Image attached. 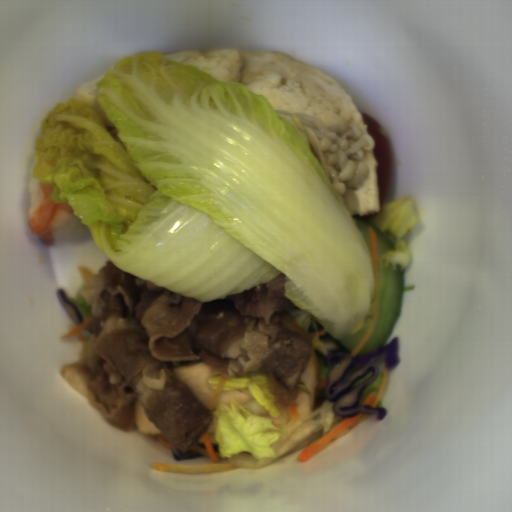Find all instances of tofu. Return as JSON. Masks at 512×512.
<instances>
[{"label":"tofu","mask_w":512,"mask_h":512,"mask_svg":"<svg viewBox=\"0 0 512 512\" xmlns=\"http://www.w3.org/2000/svg\"><path fill=\"white\" fill-rule=\"evenodd\" d=\"M167 60L194 65L221 83L239 82L265 96L275 110L316 117L326 126L367 123L344 85L330 74L278 50L241 51L239 48L185 50Z\"/></svg>","instance_id":"obj_1"},{"label":"tofu","mask_w":512,"mask_h":512,"mask_svg":"<svg viewBox=\"0 0 512 512\" xmlns=\"http://www.w3.org/2000/svg\"><path fill=\"white\" fill-rule=\"evenodd\" d=\"M355 164L367 163L369 175L359 190L347 189L341 196L351 216L369 217L380 213L379 183L377 175L378 161L372 150L365 153L362 161L353 159Z\"/></svg>","instance_id":"obj_2"},{"label":"tofu","mask_w":512,"mask_h":512,"mask_svg":"<svg viewBox=\"0 0 512 512\" xmlns=\"http://www.w3.org/2000/svg\"><path fill=\"white\" fill-rule=\"evenodd\" d=\"M104 74L99 75L93 79H90V80L80 84L77 87L75 99L84 100L87 105H90L100 115L101 119L103 120V122L105 124L108 134L117 143L122 145L125 150L127 148L123 144V142L121 141V139L117 133V131H118L117 127L107 117L106 113L101 108H99L96 104V96H97L96 83L102 80Z\"/></svg>","instance_id":"obj_3"}]
</instances>
